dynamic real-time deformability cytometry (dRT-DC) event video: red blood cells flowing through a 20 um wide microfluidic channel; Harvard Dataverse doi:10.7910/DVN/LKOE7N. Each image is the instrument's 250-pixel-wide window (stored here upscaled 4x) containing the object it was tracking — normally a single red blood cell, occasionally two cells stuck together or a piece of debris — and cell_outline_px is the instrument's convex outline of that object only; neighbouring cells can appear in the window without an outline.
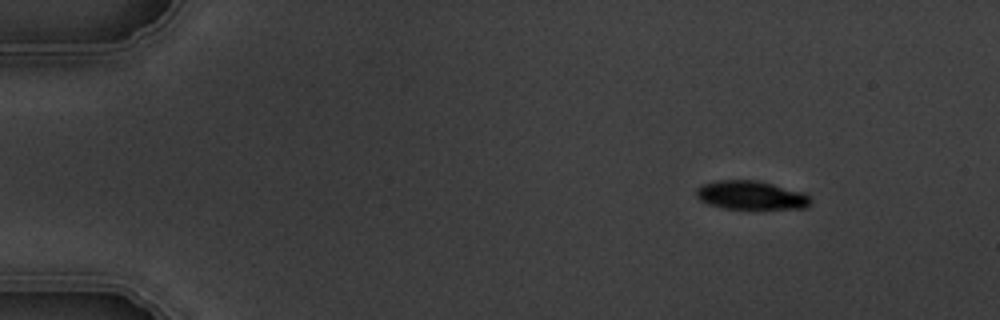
{"species": "common noctule bat (a hibernating species)", "species_latin": "Nyctalus noctula", "temperature_condition": "warm", "stored_images_in_passage": 4, "camera_frame_rate_fps": 3000, "um_per_image_px": 0.085, "animal": {"sex": "male", "body_mass_g": 19.5, "forearm_length_mm": 54.6}, "frame": {"image": 1, "passage_image": 1, "time_ms": 0.0, "image_size_px": [1000, 320], "cell_outline_px": [[812, 204], [808, 208], [724, 208], [708, 204], [700, 200], [696, 196], [696, 188], [700, 184], [716, 180], [760, 180], [804, 192], [812, 200]], "centroid_in_image_um": [63.84, 16.57], "position_along_channel_um": 21.2, "area_um2": 19.31}}
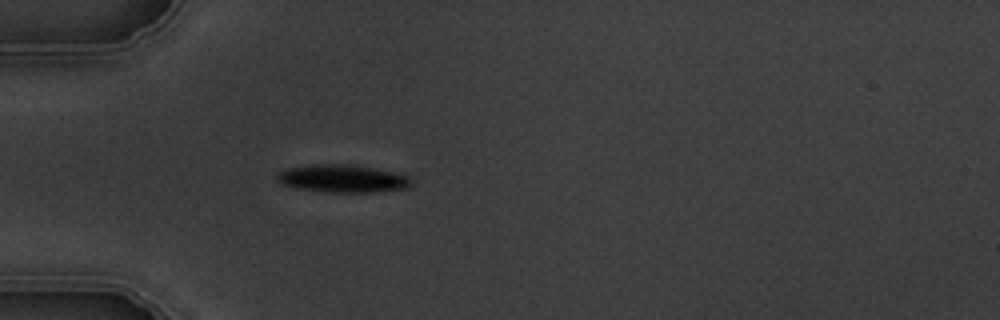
{"frame": {"image": 2, "passage_image": 4, "time_ms": 3.333, "image_size_px": [1000, 320], "cell_outline_px": [[412, 184], [408, 188], [372, 192], [328, 192], [300, 188], [280, 184], [276, 180], [276, 176], [284, 168], [312, 164], [352, 164], [392, 172], [408, 176], [412, 180]], "centroid_in_image_um": [29.09, 15.17], "position_along_channel_um": 55.9, "area_um2": 21.68}}